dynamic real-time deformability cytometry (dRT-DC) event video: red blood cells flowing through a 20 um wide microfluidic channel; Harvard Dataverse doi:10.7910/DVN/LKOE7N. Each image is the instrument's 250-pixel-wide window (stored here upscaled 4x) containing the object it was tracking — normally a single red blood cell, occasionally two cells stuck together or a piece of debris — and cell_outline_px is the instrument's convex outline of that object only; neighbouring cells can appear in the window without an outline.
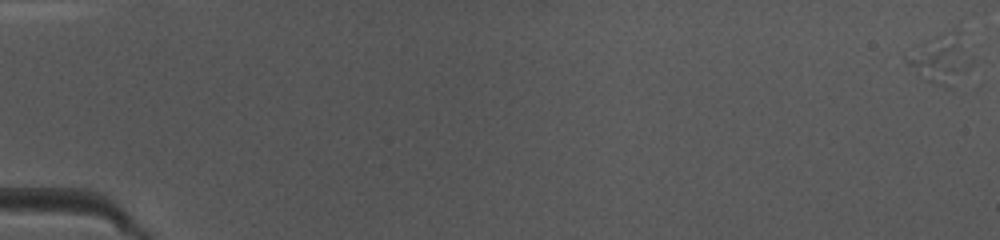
{"species": "common noctule bat (a hibernating species)", "species_latin": "Nyctalus noctula", "temperature_condition": "warm", "stored_images_in_passage": 5, "segment_of_instrument_passage": [1, 2], "camera_frame_rate_fps": 3000, "um_per_image_px": 0.085, "animal": {"sex": "female", "body_mass_g": 10.0, "forearm_length_mm": 53.1}, "frame": {"image": 1, "passage_image": 1, "time_ms": 0.0, "image_size_px": [1000, 240], "cell_outline_px": [[960, 32], [952, 68], [948, 68], [908, 64], [900, 56], [928, 40], [952, 28], [956, 28]], "centroid_in_image_um": [79.5, 4.33], "position_along_channel_um": 5.5, "area_um2": 10.12}}